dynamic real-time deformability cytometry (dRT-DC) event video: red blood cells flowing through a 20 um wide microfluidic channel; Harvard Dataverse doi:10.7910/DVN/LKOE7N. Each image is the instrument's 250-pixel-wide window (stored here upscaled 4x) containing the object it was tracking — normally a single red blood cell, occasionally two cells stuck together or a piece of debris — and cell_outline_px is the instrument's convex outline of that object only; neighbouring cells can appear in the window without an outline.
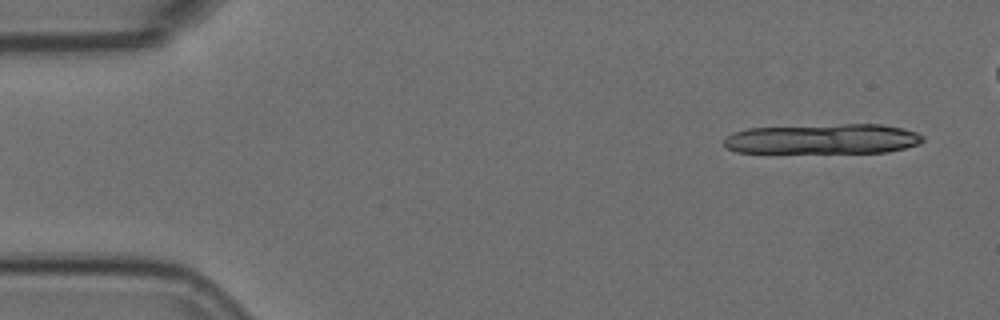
{"species": "Egyptian fruit bat (a non-hibernating species)", "species_latin": "Rousettus aegyptiacus", "temperature_condition": "room temperature", "stored_images_in_passage": 18, "camera_frame_rate_fps": 3000, "um_per_image_px": 0.085, "animal": {"sex": "female"}, "frame": {"image": 1, "passage_image": 1, "time_ms": 0.0, "image_size_px": [1000, 320], "cell_outline_px": [[924, 140], [920, 144], [888, 152], [736, 152], [728, 148], [724, 144], [724, 140], [728, 136], [736, 132], [748, 128], [840, 124], [880, 124], [904, 128], [916, 132], [924, 136]], "centroid_in_image_um": [70.02, 11.8], "position_along_channel_um": 15.0, "area_um2": 34.68}}